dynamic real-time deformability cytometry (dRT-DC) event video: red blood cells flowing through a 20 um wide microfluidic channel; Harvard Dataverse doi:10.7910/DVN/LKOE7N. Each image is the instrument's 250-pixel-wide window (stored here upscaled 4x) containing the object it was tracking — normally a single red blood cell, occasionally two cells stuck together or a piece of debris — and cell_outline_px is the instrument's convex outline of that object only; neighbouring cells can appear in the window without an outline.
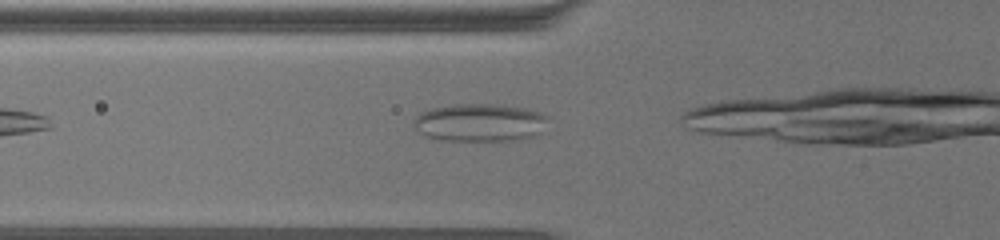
{"species": "common noctule bat (a hibernating species)", "species_latin": "Nyctalus noctula", "temperature_condition": "warm", "stored_images_in_passage": 7, "camera_frame_rate_fps": 3000, "um_per_image_px": 0.085, "animal": {"sex": "female", "body_mass_g": 19.5, "forearm_length_mm": 54.1}, "frame": {"image": 1, "passage_image": 2, "time_ms": 0.333, "image_size_px": [1000, 240], "cell_outline_px": [[548, 120], [540, 132], [536, 136], [520, 140], [440, 140], [424, 136], [412, 124], [416, 116], [420, 112], [432, 108], [456, 104], [500, 104], [524, 108], [540, 112], [548, 116]], "centroid_in_image_um": [40.79, 10.42], "position_along_channel_um": 85.0, "area_um2": 29.82}}